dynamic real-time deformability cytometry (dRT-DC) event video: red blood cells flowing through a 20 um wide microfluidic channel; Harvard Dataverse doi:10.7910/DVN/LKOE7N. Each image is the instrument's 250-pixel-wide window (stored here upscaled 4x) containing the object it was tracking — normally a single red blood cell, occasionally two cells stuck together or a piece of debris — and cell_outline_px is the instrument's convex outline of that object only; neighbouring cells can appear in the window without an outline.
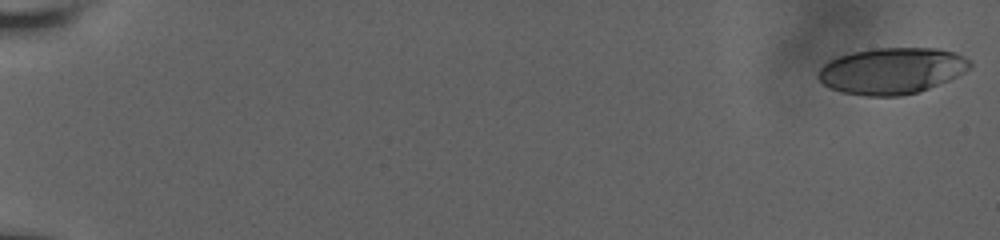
{"species": "human", "species_latin": "Homo sapiens", "temperature_condition": "room temperature", "stored_images_in_passage": 47, "camera_frame_rate_fps": 3000, "um_per_image_px": 0.085, "donor": {"sex": "male"}, "frame": {"image": 1, "passage_image": 1, "time_ms": 0.0, "image_size_px": [1000, 240], "cell_outline_px": [[972, 68], [948, 80], [920, 92], [900, 96], [864, 96], [840, 92], [828, 88], [816, 76], [820, 68], [824, 64], [840, 56], [852, 52], [872, 48], [936, 48], [956, 52], [972, 60]], "centroid_in_image_um": [75.82, 6.02], "position_along_channel_um": 9.2, "area_um2": 41.27}}
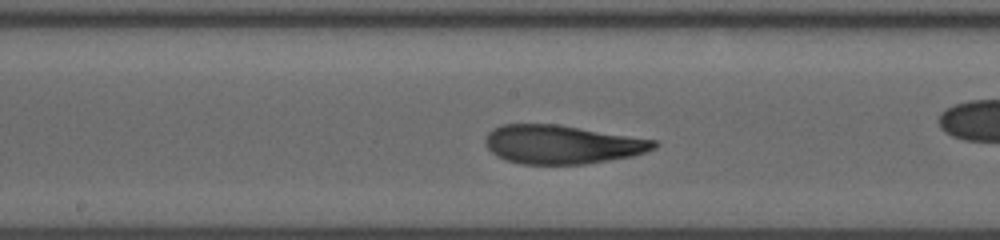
{"frame": {"image": 2, "passage_image": 30, "time_ms": 9.667, "image_size_px": [1000, 240], "cell_outline_px": [[660, 144], [656, 148], [632, 156], [584, 164], [520, 164], [504, 160], [496, 156], [488, 148], [484, 140], [488, 132], [492, 128], [504, 124], [556, 124], [656, 140]], "centroid_in_image_um": [47.74, 12.28], "position_along_channel_um": 200.5, "area_um2": 38.03}}
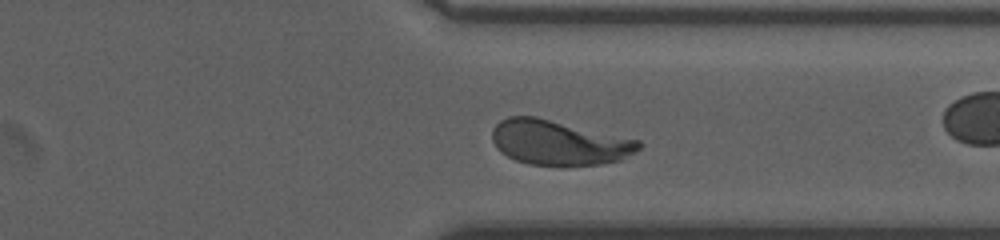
{"frame": {"image": 3, "passage_image": 43, "time_ms": 14.0, "image_size_px": [1000, 240], "cell_outline_px": [[640, 148], [620, 160], [600, 164], [528, 164], [516, 160], [500, 152], [496, 148], [492, 140], [492, 128], [500, 120], [508, 116], [536, 116], [640, 140]], "centroid_in_image_um": [47.46, 12.09], "position_along_channel_um": 363.9, "area_um2": 37.92}, "authors_computed_cell_mechanics": {"area_um2": 38.4948, "velocity_mm_per_s": 3.7808, "shape_relaxation_time_tau1_ms": 4.4452, "shape_relaxation_time_tau2_ms": 1.0036, "deformation_change_tau1": 0.212, "deformation_change_tau2": 0.0811}}